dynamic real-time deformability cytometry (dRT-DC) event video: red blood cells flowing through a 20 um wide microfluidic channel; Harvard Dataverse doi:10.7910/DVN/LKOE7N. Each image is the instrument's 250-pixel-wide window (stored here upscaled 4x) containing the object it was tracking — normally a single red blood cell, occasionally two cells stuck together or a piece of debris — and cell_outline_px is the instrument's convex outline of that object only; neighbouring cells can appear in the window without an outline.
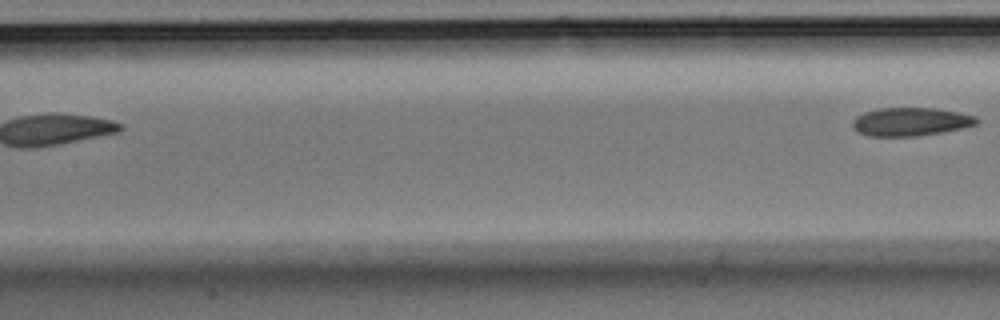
{"species": "Egyptian fruit bat (a non-hibernating species)", "species_latin": "Rousettus aegyptiacus", "temperature_condition": "room temperature", "stored_images_in_passage": 8, "segment_of_instrument_passage": [2, 2], "camera_frame_rate_fps": 3000, "um_per_image_px": 0.085, "animal": {"sex": "male"}, "frame": {"image": 1, "passage_image": 8, "time_ms": 2.333, "image_size_px": [1000, 320], "cell_outline_px": [[980, 120], [976, 124], [964, 128], [916, 136], [868, 136], [860, 132], [852, 124], [852, 120], [856, 116], [864, 112], [876, 108], [936, 108], [960, 112], [976, 116]], "centroid_in_image_um": [77.43, 10.33], "position_along_channel_um": 130.0, "area_um2": 20.52}}